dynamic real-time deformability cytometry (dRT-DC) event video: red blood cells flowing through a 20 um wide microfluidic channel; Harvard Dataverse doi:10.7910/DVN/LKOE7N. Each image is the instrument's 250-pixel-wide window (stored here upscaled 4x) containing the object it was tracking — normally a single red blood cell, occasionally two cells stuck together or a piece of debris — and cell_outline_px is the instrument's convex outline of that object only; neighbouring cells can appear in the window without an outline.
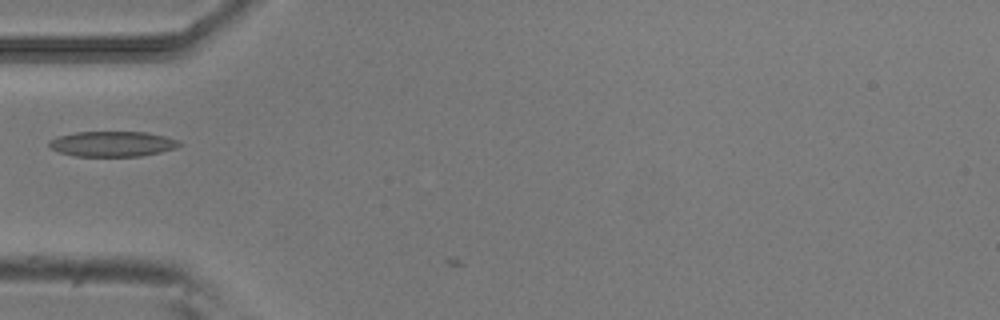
{"species": "common noctule bat (a hibernating species)", "species_latin": "Nyctalus noctula", "temperature_condition": "room temperature", "stored_images_in_passage": 2, "camera_frame_rate_fps": 3000, "um_per_image_px": 0.085, "animal": {"sex": "male", "body_mass_g": 20.5, "forearm_length_mm": 52.5}, "frame": {"image": 1, "passage_image": 1, "time_ms": 0.0, "image_size_px": [1000, 320], "cell_outline_px": [[184, 144], [176, 148], [160, 152], [140, 156], [76, 156], [60, 152], [52, 148], [48, 144], [48, 140], [56, 136], [76, 132], [148, 132], [180, 140]], "centroid_in_image_um": [9.58, 12.22], "position_along_channel_um": 75.4, "area_um2": 19.31}}